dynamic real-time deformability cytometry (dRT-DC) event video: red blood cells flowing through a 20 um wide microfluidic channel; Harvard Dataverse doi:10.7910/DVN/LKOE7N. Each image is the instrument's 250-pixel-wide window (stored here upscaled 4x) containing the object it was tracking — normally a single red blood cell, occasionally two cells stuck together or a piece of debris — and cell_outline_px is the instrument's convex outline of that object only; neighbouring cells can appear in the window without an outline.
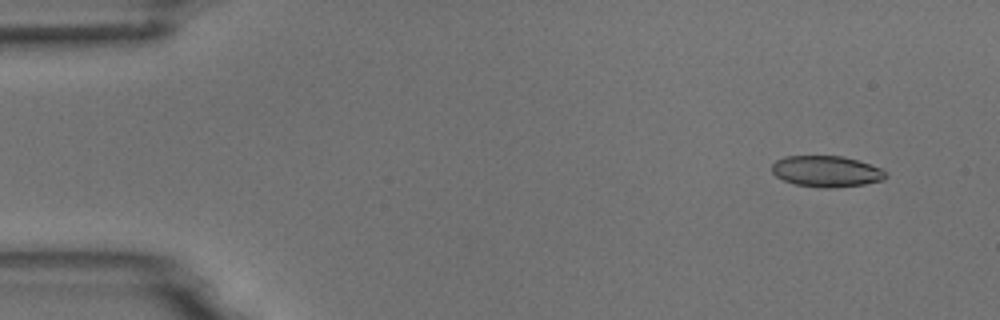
{"species": "common noctule bat (a hibernating species)", "species_latin": "Nyctalus noctula", "temperature_condition": "room temperature", "stored_images_in_passage": 5, "camera_frame_rate_fps": 3000, "um_per_image_px": 0.085, "animal": {"sex": "male", "body_mass_g": 18.8}, "frame": {"image": 1, "passage_image": 2, "time_ms": 1.333, "image_size_px": [1000, 320], "cell_outline_px": [[888, 176], [884, 180], [864, 184], [832, 188], [824, 188], [796, 184], [784, 180], [776, 176], [772, 172], [772, 164], [776, 160], [784, 156], [844, 156], [880, 168], [888, 172]], "centroid_in_image_um": [70.26, 14.56], "position_along_channel_um": 14.7, "area_um2": 20.63}}